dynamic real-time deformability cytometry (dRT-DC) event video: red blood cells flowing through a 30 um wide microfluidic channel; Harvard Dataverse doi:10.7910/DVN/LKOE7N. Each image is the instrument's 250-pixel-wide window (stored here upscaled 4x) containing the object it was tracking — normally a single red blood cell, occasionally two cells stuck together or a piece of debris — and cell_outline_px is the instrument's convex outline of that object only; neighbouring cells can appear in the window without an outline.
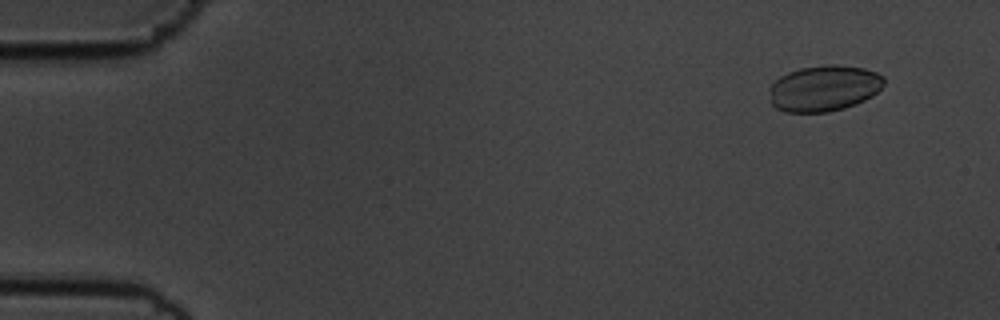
{"species": "common noctule bat (a hibernating species)", "species_latin": "Nyctalus noctula", "temperature_condition": "cold", "stored_images_in_passage": 58, "segment_of_instrument_passage": [1, 2], "camera_frame_rate_fps": 3000, "um_per_image_px": 0.085, "animal": {"sex": "male", "body_mass_g": 19.5, "forearm_length_mm": 54.6}, "frame": {"image": 1, "passage_image": 5, "time_ms": 1.333, "image_size_px": [1000, 320], "cell_outline_px": [[884, 84], [872, 96], [856, 104], [844, 108], [828, 112], [784, 112], [776, 108], [772, 104], [768, 88], [780, 76], [788, 72], [800, 68], [828, 64], [836, 64], [864, 68], [876, 72], [884, 76]], "centroid_in_image_um": [70.03, 7.5], "position_along_channel_um": 15.0, "area_um2": 30.87}}
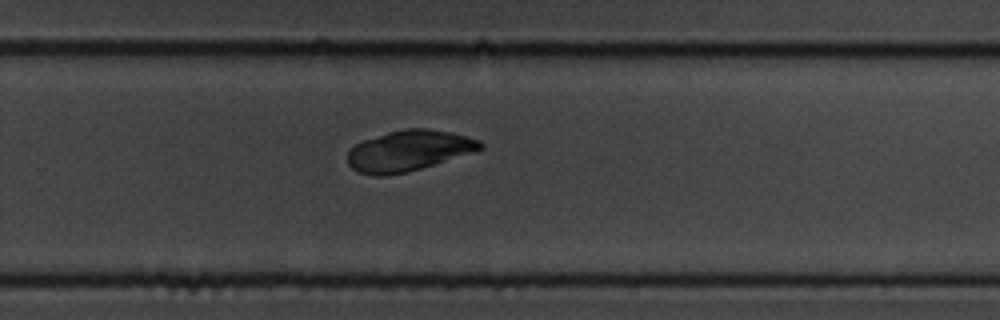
{"frame": {"image": 2, "passage_image": 38, "time_ms": 12.333, "image_size_px": [1000, 320], "cell_outline_px": [[484, 148], [408, 172], [384, 176], [372, 176], [360, 172], [352, 168], [348, 164], [348, 152], [356, 144], [364, 140], [388, 132], [404, 128], [428, 128], [452, 132], [480, 140], [484, 144]], "centroid_in_image_um": [34.73, 12.8], "position_along_channel_um": 295.1, "area_um2": 31.27}}
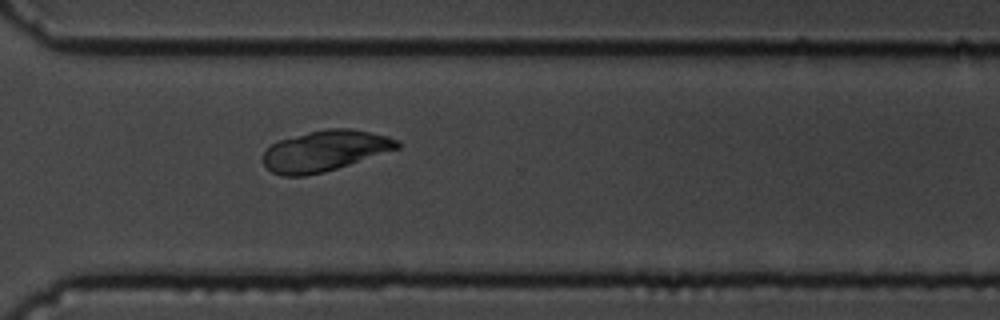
{"frame": {"image": 3, "passage_image": 42, "time_ms": 13.667, "image_size_px": [1000, 320], "cell_outline_px": [[400, 148], [324, 172], [304, 176], [280, 176], [272, 172], [264, 164], [264, 152], [272, 144], [280, 140], [308, 132], [324, 128], [352, 128], [388, 136], [396, 140], [400, 144]], "centroid_in_image_um": [27.62, 12.82], "position_along_channel_um": 343.0, "area_um2": 31.67}}